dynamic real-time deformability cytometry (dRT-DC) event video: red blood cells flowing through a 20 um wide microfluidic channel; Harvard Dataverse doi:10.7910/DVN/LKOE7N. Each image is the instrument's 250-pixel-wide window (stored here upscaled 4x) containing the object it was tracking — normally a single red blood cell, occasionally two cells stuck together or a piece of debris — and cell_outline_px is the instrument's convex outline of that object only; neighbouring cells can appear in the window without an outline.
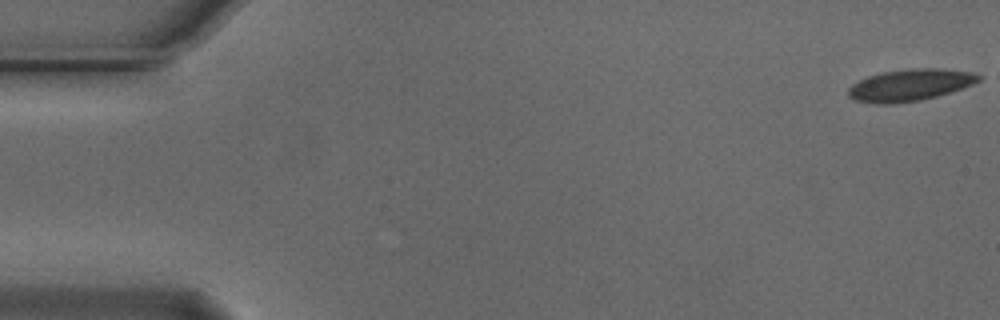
{"species": "Egyptian fruit bat (a non-hibernating species)", "species_latin": "Rousettus aegyptiacus", "temperature_condition": "cold", "stored_images_in_passage": 10, "camera_frame_rate_fps": 3000, "um_per_image_px": 0.085, "animal": {"sex": "male"}, "frame": {"image": 1, "passage_image": 1, "time_ms": 0.0, "image_size_px": [1000, 320], "cell_outline_px": [[984, 76], [980, 80], [972, 84], [936, 96], [920, 100], [892, 104], [876, 104], [856, 100], [848, 96], [848, 88], [852, 84], [868, 76], [884, 72], [912, 68], [940, 68], [972, 72]], "centroid_in_image_um": [77.34, 7.22], "position_along_channel_um": 7.7, "area_um2": 23.99}}